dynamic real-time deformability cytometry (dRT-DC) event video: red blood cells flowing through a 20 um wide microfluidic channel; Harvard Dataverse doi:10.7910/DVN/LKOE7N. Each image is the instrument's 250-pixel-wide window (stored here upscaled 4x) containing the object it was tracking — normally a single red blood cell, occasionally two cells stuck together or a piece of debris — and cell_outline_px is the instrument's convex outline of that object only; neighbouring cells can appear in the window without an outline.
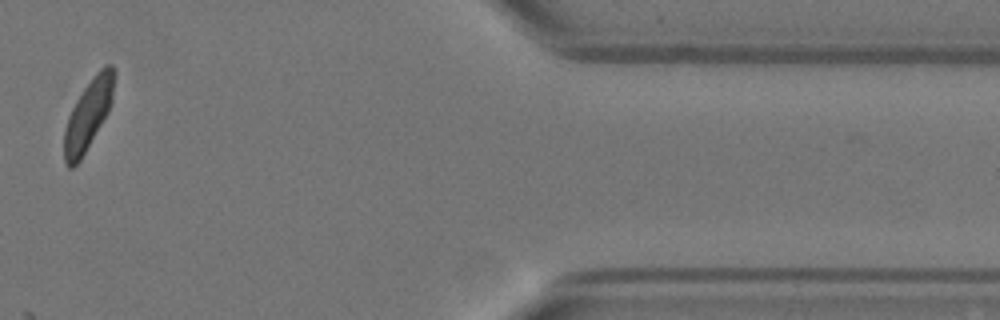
{"species": "Egyptian fruit bat (a non-hibernating species)", "species_latin": "Rousettus aegyptiacus", "temperature_condition": "warm", "stored_images_in_passage": 12, "camera_frame_rate_fps": 3000, "um_per_image_px": 0.085, "animal": {"sex": "female"}, "frame": {"image": 1, "passage_image": 12, "time_ms": 3.667, "image_size_px": [1000, 320], "cell_outline_px": [[116, 76], [112, 100], [108, 112], [80, 160], [72, 168], [68, 168], [64, 164], [64, 128], [68, 116], [76, 100], [84, 88], [96, 72], [104, 64], [112, 64], [116, 72]], "centroid_in_image_um": [7.51, 9.71], "position_along_channel_um": 403.9, "area_um2": 20.52}}